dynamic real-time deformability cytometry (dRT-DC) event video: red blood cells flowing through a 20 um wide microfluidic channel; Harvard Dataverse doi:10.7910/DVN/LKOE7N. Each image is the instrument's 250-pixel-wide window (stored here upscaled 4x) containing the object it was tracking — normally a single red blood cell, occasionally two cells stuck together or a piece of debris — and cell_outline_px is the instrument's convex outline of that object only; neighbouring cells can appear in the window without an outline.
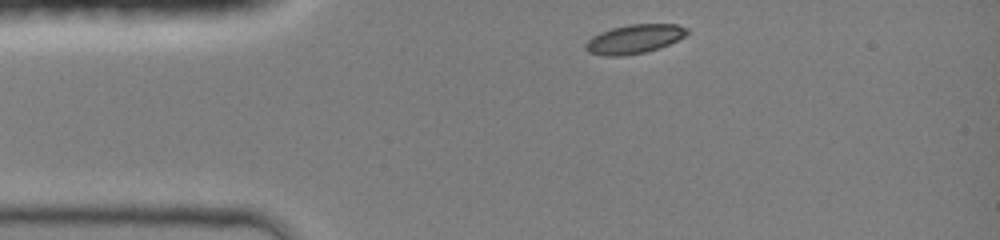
{"species": "common noctule bat (a hibernating species)", "species_latin": "Nyctalus noctula", "temperature_condition": "room temperature", "stored_images_in_passage": 5, "camera_frame_rate_fps": 3000, "um_per_image_px": 0.085, "animal": {"sex": "female", "body_mass_g": 19.0, "forearm_length_mm": 51.5}, "frame": {"image": 1, "passage_image": 1, "time_ms": 0.0, "image_size_px": [1000, 240], "cell_outline_px": [[688, 32], [684, 36], [660, 48], [644, 52], [620, 56], [604, 56], [588, 52], [584, 48], [584, 44], [592, 36], [600, 32], [612, 28], [628, 24], [676, 24], [688, 28]], "centroid_in_image_um": [53.88, 3.31], "position_along_channel_um": 31.1, "area_um2": 17.11}}
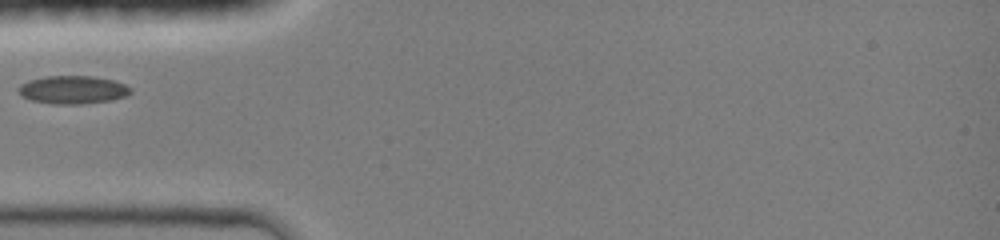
{"frame": {"image": 2, "passage_image": 3, "time_ms": 2.0, "image_size_px": [1000, 240], "cell_outline_px": [[132, 92], [124, 96], [112, 100], [80, 104], [52, 104], [32, 100], [20, 96], [16, 88], [20, 84], [28, 80], [44, 76], [96, 76], [112, 80], [124, 84], [132, 88]], "centroid_in_image_um": [6.15, 7.62], "position_along_channel_um": 78.9, "area_um2": 18.55}}
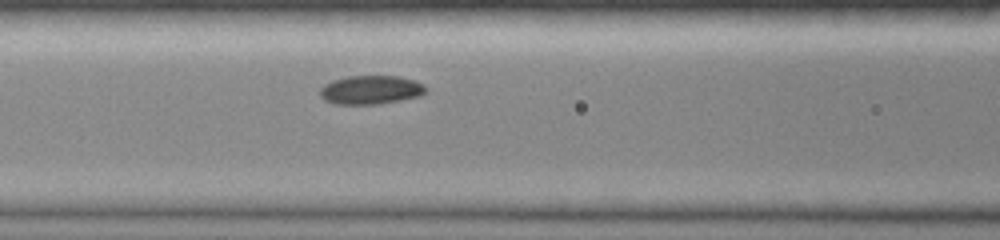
{"frame": {"image": 3, "passage_image": 5, "time_ms": 3.333, "image_size_px": [1000, 240], "cell_outline_px": [[428, 92], [420, 96], [380, 104], [332, 104], [324, 100], [320, 96], [320, 88], [324, 84], [332, 80], [348, 76], [396, 76], [416, 80], [424, 84], [428, 88]], "centroid_in_image_um": [31.54, 7.64], "position_along_channel_um": 135.1, "area_um2": 18.03}}